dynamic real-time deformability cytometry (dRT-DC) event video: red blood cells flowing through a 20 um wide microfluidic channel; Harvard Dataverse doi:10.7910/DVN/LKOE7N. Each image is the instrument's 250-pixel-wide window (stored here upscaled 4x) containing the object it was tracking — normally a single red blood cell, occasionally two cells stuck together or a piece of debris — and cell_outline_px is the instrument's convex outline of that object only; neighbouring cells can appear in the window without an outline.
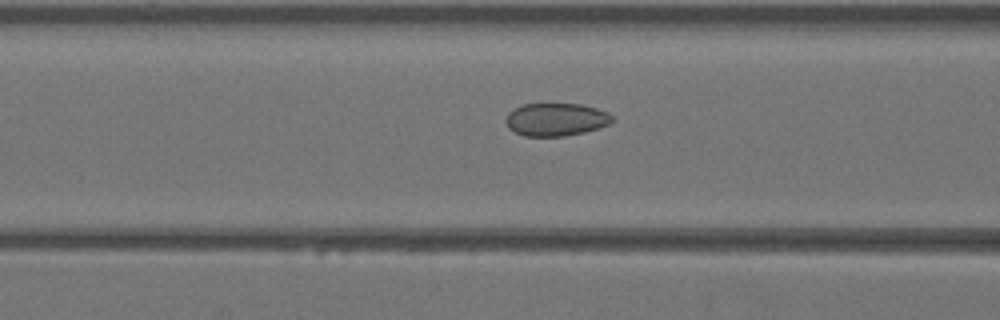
{"species": "Egyptian fruit bat (a non-hibernating species)", "species_latin": "Rousettus aegyptiacus", "temperature_condition": "warm", "stored_images_in_passage": 13, "camera_frame_rate_fps": 3000, "um_per_image_px": 0.085, "animal": {"sex": "female"}, "frame": {"image": 1, "passage_image": 8, "time_ms": 2.333, "image_size_px": [1000, 320], "cell_outline_px": [[616, 120], [600, 128], [584, 132], [564, 136], [524, 136], [508, 128], [504, 120], [508, 112], [524, 104], [580, 104], [596, 108], [608, 112]], "centroid_in_image_um": [47.27, 10.16], "position_along_channel_um": 119.3, "area_um2": 20.46}}
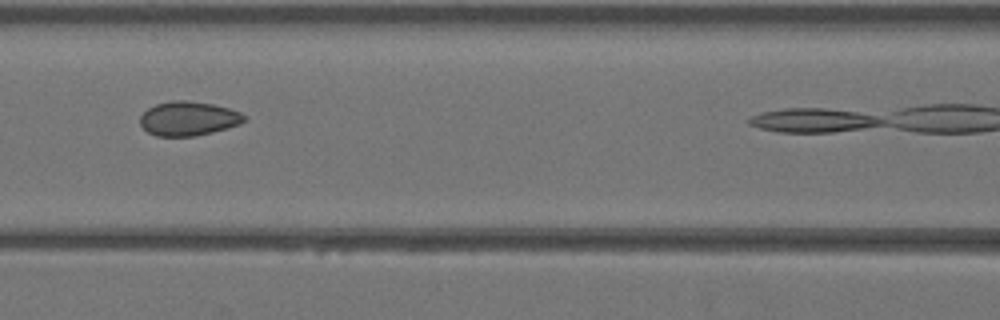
{"frame": {"image": 2, "passage_image": 10, "time_ms": 3.0, "image_size_px": [1000, 320], "cell_outline_px": [[248, 116], [240, 124], [212, 132], [196, 136], [156, 136], [148, 132], [140, 124], [140, 116], [148, 108], [156, 104], [172, 100], [188, 100], [212, 104], [228, 108], [240, 112]], "centroid_in_image_um": [16.01, 10.07], "position_along_channel_um": 150.6, "area_um2": 20.75}}